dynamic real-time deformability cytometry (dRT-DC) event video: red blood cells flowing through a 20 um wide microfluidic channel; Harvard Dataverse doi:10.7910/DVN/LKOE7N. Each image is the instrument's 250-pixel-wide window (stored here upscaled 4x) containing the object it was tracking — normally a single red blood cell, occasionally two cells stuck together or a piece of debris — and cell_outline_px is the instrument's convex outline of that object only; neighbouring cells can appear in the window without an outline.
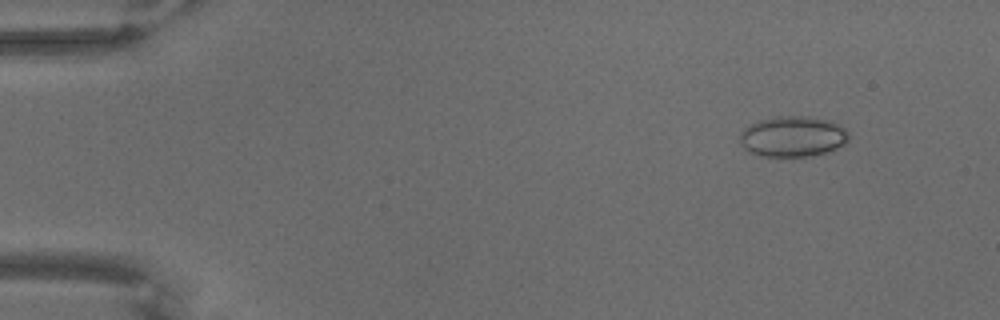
{"species": "common noctule bat (a hibernating species)", "species_latin": "Nyctalus noctula", "temperature_condition": "warm", "stored_images_in_passage": 70, "camera_frame_rate_fps": 3000, "um_per_image_px": 0.085, "animal": {"sex": "male", "body_mass_g": 18.8}, "frame": {"image": 1, "passage_image": 8, "time_ms": 2.333, "image_size_px": [1000, 320], "cell_outline_px": [[848, 140], [844, 144], [824, 152], [812, 156], [760, 156], [748, 152], [744, 148], [740, 140], [740, 132], [744, 128], [760, 120], [780, 116], [808, 116], [828, 120], [840, 124], [848, 132]], "centroid_in_image_um": [67.37, 11.6], "position_along_channel_um": 17.6, "area_um2": 25.66}}
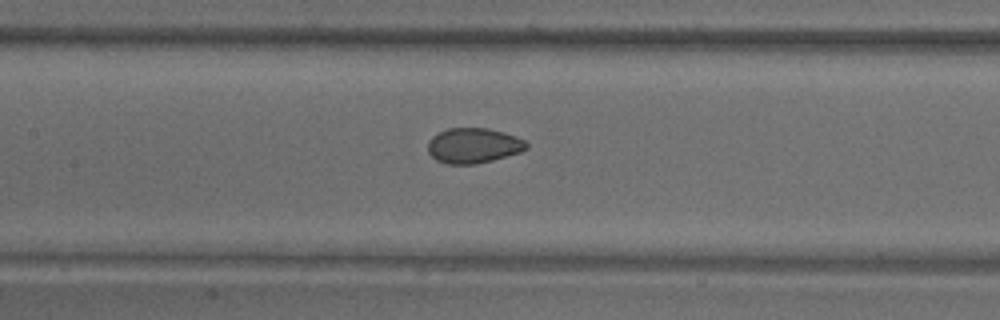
{"frame": {"image": 2, "passage_image": 34, "time_ms": 11.0, "image_size_px": [1000, 320], "cell_outline_px": [[528, 148], [520, 152], [492, 160], [472, 164], [448, 164], [436, 160], [428, 152], [428, 140], [432, 136], [448, 128], [488, 128], [504, 132], [524, 140], [528, 144]], "centroid_in_image_um": [40.23, 12.37], "position_along_channel_um": 167.2, "area_um2": 20.11}}
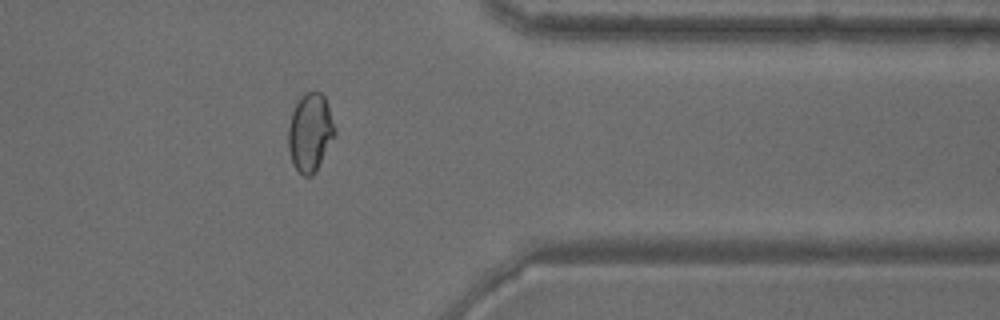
{"frame": {"image": 3, "passage_image": 57, "time_ms": 18.667, "image_size_px": [1000, 320], "cell_outline_px": [[336, 132], [312, 176], [304, 176], [292, 164], [288, 148], [288, 128], [292, 112], [296, 100], [304, 92], [320, 92], [324, 96], [336, 128]], "centroid_in_image_um": [26.33, 11.22], "position_along_channel_um": 385.1, "area_um2": 20.98}}